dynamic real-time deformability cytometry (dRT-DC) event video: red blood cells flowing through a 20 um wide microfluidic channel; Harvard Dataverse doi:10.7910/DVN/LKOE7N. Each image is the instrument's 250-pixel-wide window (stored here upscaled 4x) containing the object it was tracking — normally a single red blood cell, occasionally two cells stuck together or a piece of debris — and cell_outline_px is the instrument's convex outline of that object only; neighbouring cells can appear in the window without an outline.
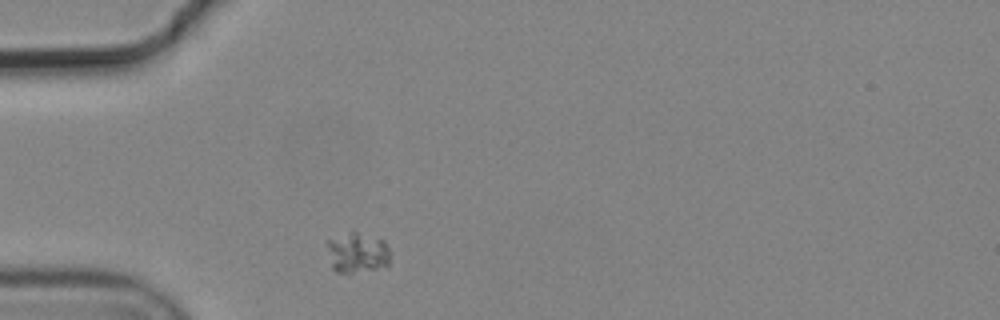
{"species": "common noctule bat (a hibernating species)", "species_latin": "Nyctalus noctula", "temperature_condition": "cold", "stored_images_in_passage": 1, "camera_frame_rate_fps": 3000, "um_per_image_px": 0.085, "animal": {"sex": "male", "body_mass_g": 19.2, "forearm_length_mm": 51.8}, "frame": {"image": 1, "passage_image": 1, "time_ms": 0.0, "image_size_px": [1000, 320], "cell_outline_px": [[388, 268], [348, 276], [336, 272], [332, 268], [324, 240], [352, 228], [384, 240], [388, 248]], "centroid_in_image_um": [30.32, 21.48], "position_along_channel_um": 54.7, "area_um2": 16.36}}